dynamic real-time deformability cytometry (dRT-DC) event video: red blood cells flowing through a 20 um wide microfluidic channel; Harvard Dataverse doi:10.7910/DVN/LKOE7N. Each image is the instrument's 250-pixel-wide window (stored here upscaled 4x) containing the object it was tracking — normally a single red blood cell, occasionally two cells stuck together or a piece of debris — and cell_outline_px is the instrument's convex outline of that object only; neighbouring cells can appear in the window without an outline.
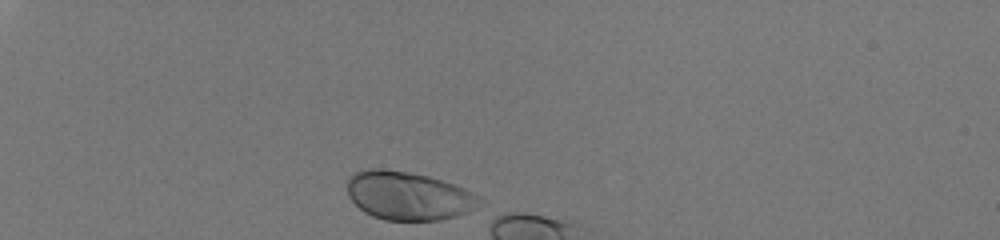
{"species": "human", "species_latin": "Homo sapiens", "temperature_condition": "room temperature", "stored_images_in_passage": 9, "camera_frame_rate_fps": 3000, "um_per_image_px": 0.085, "donor": {"sex": "male"}, "frame": {"image": 1, "passage_image": 1, "time_ms": 0.0, "image_size_px": [1000, 240], "cell_outline_px": [[484, 208], [456, 216], [440, 220], [384, 220], [372, 216], [364, 212], [348, 196], [348, 180], [356, 172], [372, 168], [380, 168], [428, 176], [464, 188], [480, 196], [484, 200]], "centroid_in_image_um": [34.8, 16.67], "position_along_channel_um": 50.2, "area_um2": 37.51}}